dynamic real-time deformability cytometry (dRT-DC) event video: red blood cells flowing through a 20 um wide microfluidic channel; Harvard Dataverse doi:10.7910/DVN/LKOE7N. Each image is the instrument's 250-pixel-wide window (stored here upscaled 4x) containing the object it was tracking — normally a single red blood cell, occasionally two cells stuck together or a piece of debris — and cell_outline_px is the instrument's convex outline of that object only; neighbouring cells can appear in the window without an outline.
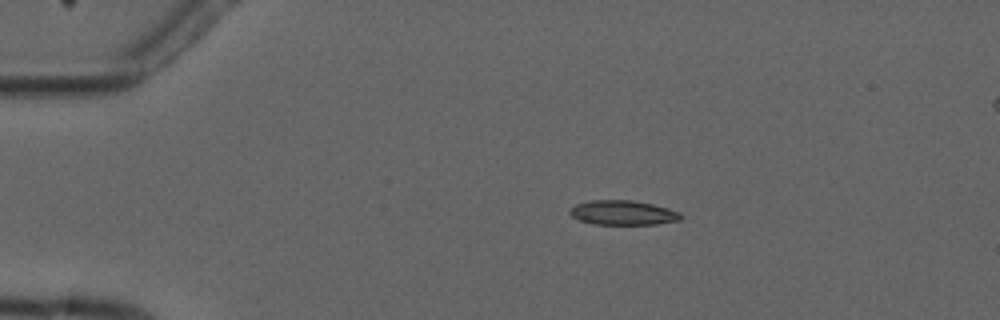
{"species": "common noctule bat (a hibernating species)", "species_latin": "Nyctalus noctula", "temperature_condition": "cold", "stored_images_in_passage": 7, "camera_frame_rate_fps": 3000, "um_per_image_px": 0.085, "animal": {"sex": "male", "forearm_length_mm": 52.5}, "frame": {"image": 1, "passage_image": 3, "time_ms": 3.0, "image_size_px": [1000, 320], "cell_outline_px": [[684, 216], [680, 220], [656, 224], [592, 224], [580, 220], [572, 216], [568, 212], [576, 204], [592, 200], [632, 200], [652, 204], [668, 208], [680, 212]], "centroid_in_image_um": [52.98, 18.08], "position_along_channel_um": 32.0, "area_um2": 15.84}}
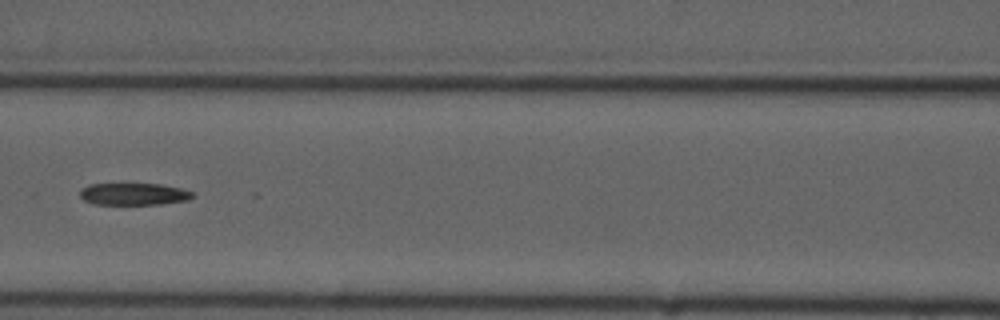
{"frame": {"image": 2, "passage_image": 7, "time_ms": 7.667, "image_size_px": [1000, 320], "cell_outline_px": [[196, 196], [188, 200], [160, 204], [96, 204], [84, 200], [80, 196], [80, 188], [88, 184], [160, 184], [180, 188], [192, 192]], "centroid_in_image_um": [11.36, 16.49], "position_along_channel_um": 155.2, "area_um2": 14.45}}